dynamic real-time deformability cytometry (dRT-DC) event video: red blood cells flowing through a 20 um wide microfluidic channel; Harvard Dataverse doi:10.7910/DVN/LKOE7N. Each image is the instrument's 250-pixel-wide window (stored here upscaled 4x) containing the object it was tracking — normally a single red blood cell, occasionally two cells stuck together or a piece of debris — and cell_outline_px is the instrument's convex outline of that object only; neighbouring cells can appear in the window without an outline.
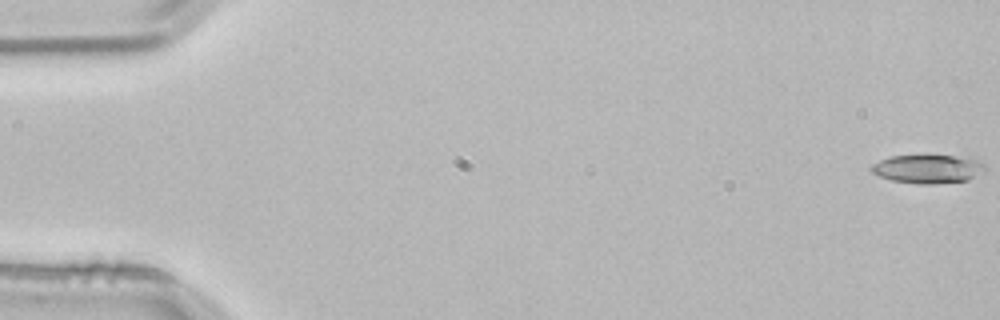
{"species": "common noctule bat (a hibernating species)", "species_latin": "Nyctalus noctula", "temperature_condition": "room temperature", "stored_images_in_passage": 4, "camera_frame_rate_fps": 3000, "um_per_image_px": 0.085, "animal": {"sex": "male", "body_mass_g": 21.5, "forearm_length_mm": 52.0}, "frame": {"image": 1, "passage_image": 1, "time_ms": 0.0, "image_size_px": [1000, 320], "cell_outline_px": [[984, 172], [968, 180], [932, 184], [916, 184], [892, 180], [880, 176], [872, 172], [872, 164], [880, 160], [892, 156], [952, 156], [980, 160], [984, 164]], "centroid_in_image_um": [78.88, 14.37], "position_along_channel_um": 6.1, "area_um2": 18.67}}